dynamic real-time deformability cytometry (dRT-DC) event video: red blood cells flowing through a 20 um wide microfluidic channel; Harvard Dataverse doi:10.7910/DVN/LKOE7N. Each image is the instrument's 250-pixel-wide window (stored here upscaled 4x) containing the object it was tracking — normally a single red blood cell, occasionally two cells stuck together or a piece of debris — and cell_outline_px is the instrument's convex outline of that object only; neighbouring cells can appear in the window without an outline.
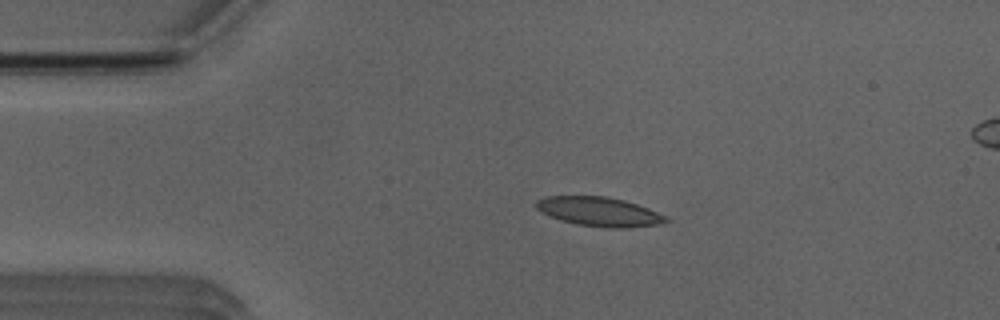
{"species": "Egyptian fruit bat (a non-hibernating species)", "species_latin": "Rousettus aegyptiacus", "temperature_condition": "room temperature", "stored_images_in_passage": 51, "segment_of_instrument_passage": [1, 2], "camera_frame_rate_fps": 3000, "um_per_image_px": 0.085, "animal": {"sex": "male"}, "frame": {"image": 1, "passage_image": 9, "time_ms": 2.667, "image_size_px": [1000, 320], "cell_outline_px": [[672, 220], [660, 224], [628, 228], [608, 228], [576, 224], [560, 220], [548, 216], [536, 208], [536, 200], [548, 196], [604, 196], [624, 200], [648, 208], [668, 216]], "centroid_in_image_um": [50.96, 18.0], "position_along_channel_um": 34.0, "area_um2": 22.25}}
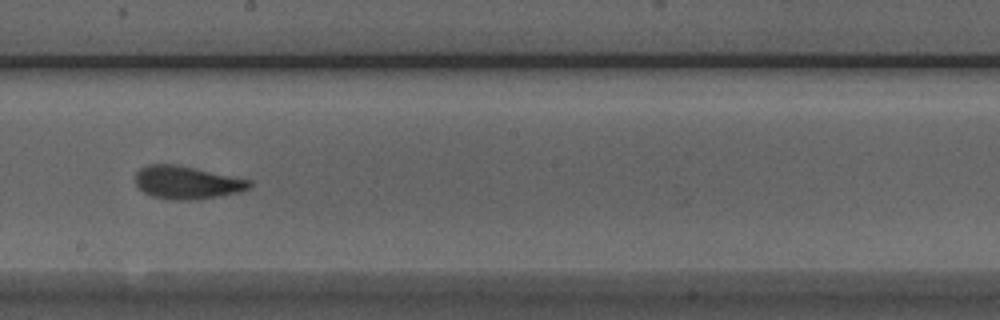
{"frame": {"image": 2, "passage_image": 27, "time_ms": 8.667, "image_size_px": [1000, 320], "cell_outline_px": [[252, 184], [248, 188], [240, 192], [192, 200], [168, 200], [152, 196], [144, 192], [136, 184], [136, 172], [140, 168], [148, 164], [176, 164], [252, 180]], "centroid_in_image_um": [15.87, 15.51], "position_along_channel_um": 232.3, "area_um2": 21.85}}
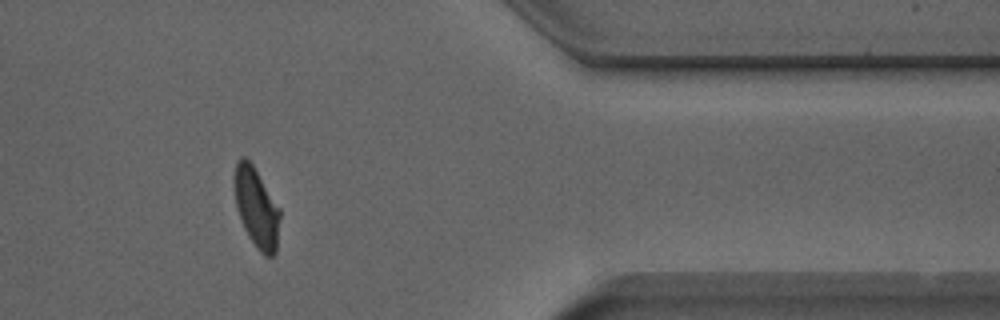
{"frame": {"image": 3, "passage_image": 41, "time_ms": 13.333, "image_size_px": [1000, 320], "cell_outline_px": [[280, 216], [276, 252], [272, 256], [264, 256], [256, 248], [248, 236], [244, 228], [236, 208], [232, 176], [236, 160], [240, 156], [244, 156], [252, 164], [280, 208]], "centroid_in_image_um": [21.76, 17.62], "position_along_channel_um": 389.6, "area_um2": 21.5}}